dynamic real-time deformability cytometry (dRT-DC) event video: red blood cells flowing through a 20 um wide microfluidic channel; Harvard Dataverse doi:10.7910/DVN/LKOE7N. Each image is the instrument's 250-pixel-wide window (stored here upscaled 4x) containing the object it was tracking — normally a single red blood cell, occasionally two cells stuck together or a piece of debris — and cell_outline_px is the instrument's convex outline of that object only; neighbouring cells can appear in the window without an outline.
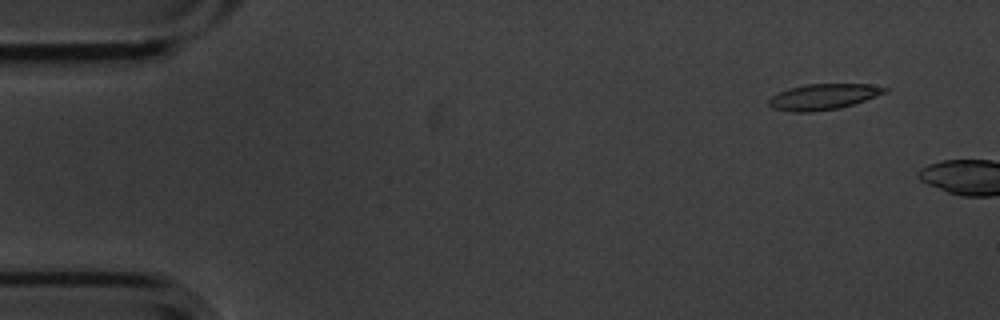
{"species": "common noctule bat (a hibernating species)", "species_latin": "Nyctalus noctula", "temperature_condition": "cold", "stored_images_in_passage": 2, "camera_frame_rate_fps": 3000, "um_per_image_px": 0.085, "animal": {"sex": "male", "body_mass_g": 20.1, "forearm_length_mm": 53.5}, "frame": {"image": 1, "passage_image": 1, "time_ms": 0.0, "image_size_px": [1000, 320], "cell_outline_px": [[888, 92], [840, 108], [812, 112], [792, 112], [772, 108], [768, 104], [768, 100], [772, 96], [788, 88], [804, 84], [868, 84], [888, 88]], "centroid_in_image_um": [69.95, 8.22], "position_along_channel_um": 15.0, "area_um2": 17.4}}